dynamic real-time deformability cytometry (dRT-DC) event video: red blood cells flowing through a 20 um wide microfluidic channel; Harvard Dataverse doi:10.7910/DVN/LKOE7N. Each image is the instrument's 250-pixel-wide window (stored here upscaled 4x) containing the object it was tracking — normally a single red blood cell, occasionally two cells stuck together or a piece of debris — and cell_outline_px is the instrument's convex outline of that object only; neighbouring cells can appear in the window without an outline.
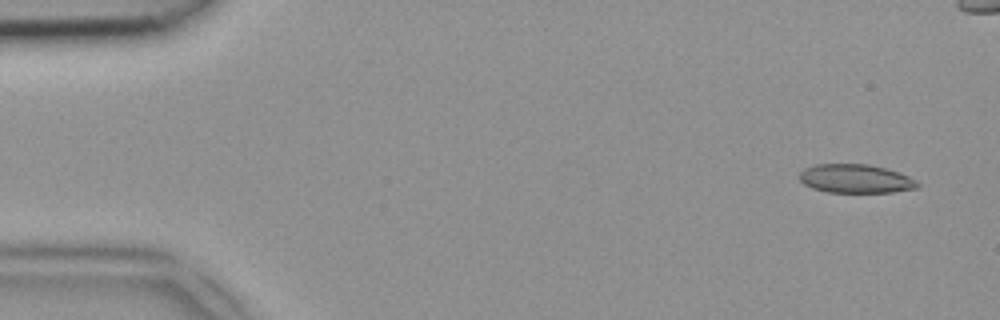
{"species": "common noctule bat (a hibernating species)", "species_latin": "Nyctalus noctula", "temperature_condition": "room temperature", "stored_images_in_passage": 48, "camera_frame_rate_fps": 3000, "um_per_image_px": 0.085, "animal": {"sex": "female", "body_mass_g": 18.4}, "frame": {"image": 1, "passage_image": 3, "time_ms": 0.667, "image_size_px": [1000, 320], "cell_outline_px": [[920, 184], [916, 188], [892, 192], [828, 192], [812, 188], [804, 184], [800, 180], [800, 172], [804, 168], [816, 164], [868, 164], [900, 172], [916, 180]], "centroid_in_image_um": [72.72, 15.18], "position_along_channel_um": 12.3, "area_um2": 19.71}}
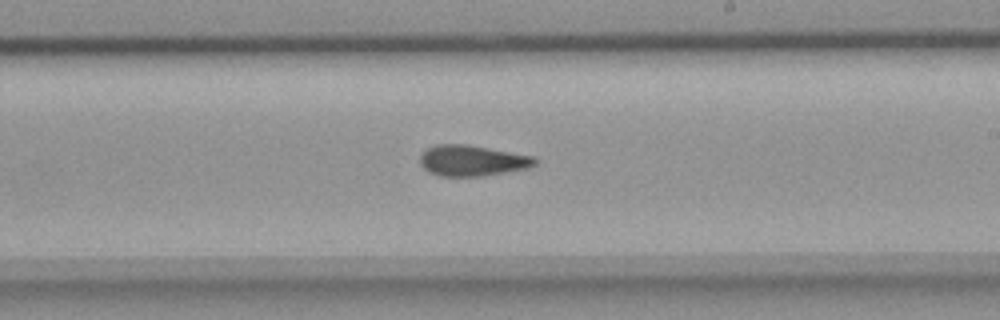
{"frame": {"image": 2, "passage_image": 28, "time_ms": 9.0, "image_size_px": [1000, 320], "cell_outline_px": [[536, 164], [528, 168], [484, 176], [440, 176], [428, 172], [420, 164], [420, 156], [428, 148], [436, 144], [468, 144], [536, 156]], "centroid_in_image_um": [40.15, 13.65], "position_along_channel_um": 248.8, "area_um2": 20.81}}
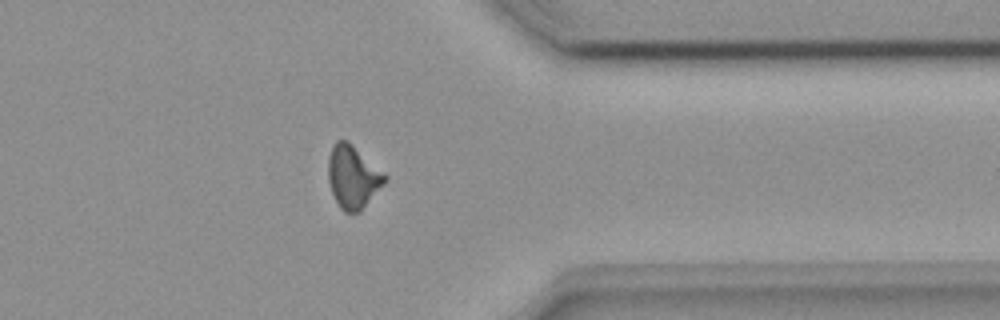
{"frame": {"image": 3, "passage_image": 38, "time_ms": 12.333, "image_size_px": [1000, 320], "cell_outline_px": [[388, 180], [360, 212], [344, 212], [340, 208], [332, 192], [328, 180], [328, 156], [332, 144], [336, 140], [348, 140], [384, 172], [388, 176]], "centroid_in_image_um": [30.0, 15.01], "position_along_channel_um": 381.4, "area_um2": 20.98}}